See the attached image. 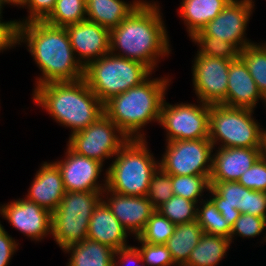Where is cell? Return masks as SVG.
I'll list each match as a JSON object with an SVG mask.
<instances>
[{"label": "cell", "instance_id": "cell-1", "mask_svg": "<svg viewBox=\"0 0 266 266\" xmlns=\"http://www.w3.org/2000/svg\"><path fill=\"white\" fill-rule=\"evenodd\" d=\"M160 10L156 1L143 0L110 30V53L141 62L154 73L159 59L169 56L172 50Z\"/></svg>", "mask_w": 266, "mask_h": 266}, {"label": "cell", "instance_id": "cell-2", "mask_svg": "<svg viewBox=\"0 0 266 266\" xmlns=\"http://www.w3.org/2000/svg\"><path fill=\"white\" fill-rule=\"evenodd\" d=\"M21 43L27 45L41 72L35 87L83 79L84 67L75 56L65 27H56L45 21L18 24V45Z\"/></svg>", "mask_w": 266, "mask_h": 266}, {"label": "cell", "instance_id": "cell-3", "mask_svg": "<svg viewBox=\"0 0 266 266\" xmlns=\"http://www.w3.org/2000/svg\"><path fill=\"white\" fill-rule=\"evenodd\" d=\"M32 100L71 134L87 128L104 114V104L84 79L51 82L33 89Z\"/></svg>", "mask_w": 266, "mask_h": 266}, {"label": "cell", "instance_id": "cell-4", "mask_svg": "<svg viewBox=\"0 0 266 266\" xmlns=\"http://www.w3.org/2000/svg\"><path fill=\"white\" fill-rule=\"evenodd\" d=\"M169 83H171L169 76L157 78L149 76L141 84L106 101L104 113L129 139L146 138L142 129L152 121L159 122L162 102Z\"/></svg>", "mask_w": 266, "mask_h": 266}, {"label": "cell", "instance_id": "cell-5", "mask_svg": "<svg viewBox=\"0 0 266 266\" xmlns=\"http://www.w3.org/2000/svg\"><path fill=\"white\" fill-rule=\"evenodd\" d=\"M147 139H129L112 158L107 171L109 191L128 196H146L159 160L148 149ZM115 158V159H114Z\"/></svg>", "mask_w": 266, "mask_h": 266}, {"label": "cell", "instance_id": "cell-6", "mask_svg": "<svg viewBox=\"0 0 266 266\" xmlns=\"http://www.w3.org/2000/svg\"><path fill=\"white\" fill-rule=\"evenodd\" d=\"M152 74L141 62L108 53L84 68L83 79L104 104L111 97L141 84Z\"/></svg>", "mask_w": 266, "mask_h": 266}, {"label": "cell", "instance_id": "cell-7", "mask_svg": "<svg viewBox=\"0 0 266 266\" xmlns=\"http://www.w3.org/2000/svg\"><path fill=\"white\" fill-rule=\"evenodd\" d=\"M102 194L103 191L64 193L51 222V235L62 251L87 239L89 221Z\"/></svg>", "mask_w": 266, "mask_h": 266}, {"label": "cell", "instance_id": "cell-8", "mask_svg": "<svg viewBox=\"0 0 266 266\" xmlns=\"http://www.w3.org/2000/svg\"><path fill=\"white\" fill-rule=\"evenodd\" d=\"M253 114L251 109L210 105L209 140L214 148H260L263 128Z\"/></svg>", "mask_w": 266, "mask_h": 266}, {"label": "cell", "instance_id": "cell-9", "mask_svg": "<svg viewBox=\"0 0 266 266\" xmlns=\"http://www.w3.org/2000/svg\"><path fill=\"white\" fill-rule=\"evenodd\" d=\"M129 137L104 113L87 128L70 134L67 146L75 153L98 160H110Z\"/></svg>", "mask_w": 266, "mask_h": 266}, {"label": "cell", "instance_id": "cell-10", "mask_svg": "<svg viewBox=\"0 0 266 266\" xmlns=\"http://www.w3.org/2000/svg\"><path fill=\"white\" fill-rule=\"evenodd\" d=\"M162 102L159 125L166 131V142L209 138L210 105Z\"/></svg>", "mask_w": 266, "mask_h": 266}, {"label": "cell", "instance_id": "cell-11", "mask_svg": "<svg viewBox=\"0 0 266 266\" xmlns=\"http://www.w3.org/2000/svg\"><path fill=\"white\" fill-rule=\"evenodd\" d=\"M159 167L170 175H205L210 180L214 148L209 138L165 142Z\"/></svg>", "mask_w": 266, "mask_h": 266}, {"label": "cell", "instance_id": "cell-12", "mask_svg": "<svg viewBox=\"0 0 266 266\" xmlns=\"http://www.w3.org/2000/svg\"><path fill=\"white\" fill-rule=\"evenodd\" d=\"M232 61L196 53L192 61V82L197 100L208 105L224 103Z\"/></svg>", "mask_w": 266, "mask_h": 266}, {"label": "cell", "instance_id": "cell-13", "mask_svg": "<svg viewBox=\"0 0 266 266\" xmlns=\"http://www.w3.org/2000/svg\"><path fill=\"white\" fill-rule=\"evenodd\" d=\"M254 6V0H231L218 16L194 36H213L234 44L241 51L254 43L245 37Z\"/></svg>", "mask_w": 266, "mask_h": 266}, {"label": "cell", "instance_id": "cell-14", "mask_svg": "<svg viewBox=\"0 0 266 266\" xmlns=\"http://www.w3.org/2000/svg\"><path fill=\"white\" fill-rule=\"evenodd\" d=\"M65 159H59L54 163L58 166L66 192L104 191L107 186V171L103 175V183H100L103 166L98 160L79 155L66 148ZM99 179V181H98Z\"/></svg>", "mask_w": 266, "mask_h": 266}, {"label": "cell", "instance_id": "cell-15", "mask_svg": "<svg viewBox=\"0 0 266 266\" xmlns=\"http://www.w3.org/2000/svg\"><path fill=\"white\" fill-rule=\"evenodd\" d=\"M0 215L31 241L51 236L52 213L25 198L0 205Z\"/></svg>", "mask_w": 266, "mask_h": 266}, {"label": "cell", "instance_id": "cell-16", "mask_svg": "<svg viewBox=\"0 0 266 266\" xmlns=\"http://www.w3.org/2000/svg\"><path fill=\"white\" fill-rule=\"evenodd\" d=\"M77 60L85 68L110 53V30L84 20L65 27Z\"/></svg>", "mask_w": 266, "mask_h": 266}, {"label": "cell", "instance_id": "cell-17", "mask_svg": "<svg viewBox=\"0 0 266 266\" xmlns=\"http://www.w3.org/2000/svg\"><path fill=\"white\" fill-rule=\"evenodd\" d=\"M102 200L123 228L134 237H138L156 210L146 196L122 195L107 188L103 191Z\"/></svg>", "mask_w": 266, "mask_h": 266}, {"label": "cell", "instance_id": "cell-18", "mask_svg": "<svg viewBox=\"0 0 266 266\" xmlns=\"http://www.w3.org/2000/svg\"><path fill=\"white\" fill-rule=\"evenodd\" d=\"M28 193L24 197L53 213L66 192L58 166L53 162L41 163Z\"/></svg>", "mask_w": 266, "mask_h": 266}, {"label": "cell", "instance_id": "cell-19", "mask_svg": "<svg viewBox=\"0 0 266 266\" xmlns=\"http://www.w3.org/2000/svg\"><path fill=\"white\" fill-rule=\"evenodd\" d=\"M218 149V150H217ZM212 155L210 181H237L260 157V148L218 147Z\"/></svg>", "mask_w": 266, "mask_h": 266}, {"label": "cell", "instance_id": "cell-20", "mask_svg": "<svg viewBox=\"0 0 266 266\" xmlns=\"http://www.w3.org/2000/svg\"><path fill=\"white\" fill-rule=\"evenodd\" d=\"M259 100L265 102L247 65L240 57L233 60L228 72L227 97L222 105L255 110Z\"/></svg>", "mask_w": 266, "mask_h": 266}, {"label": "cell", "instance_id": "cell-21", "mask_svg": "<svg viewBox=\"0 0 266 266\" xmlns=\"http://www.w3.org/2000/svg\"><path fill=\"white\" fill-rule=\"evenodd\" d=\"M128 235L130 234L112 214L106 203L101 200L90 218L87 238L118 251L130 246L126 242Z\"/></svg>", "mask_w": 266, "mask_h": 266}, {"label": "cell", "instance_id": "cell-22", "mask_svg": "<svg viewBox=\"0 0 266 266\" xmlns=\"http://www.w3.org/2000/svg\"><path fill=\"white\" fill-rule=\"evenodd\" d=\"M209 199L232 228L241 214H247L248 188L237 181H210Z\"/></svg>", "mask_w": 266, "mask_h": 266}, {"label": "cell", "instance_id": "cell-23", "mask_svg": "<svg viewBox=\"0 0 266 266\" xmlns=\"http://www.w3.org/2000/svg\"><path fill=\"white\" fill-rule=\"evenodd\" d=\"M143 0H85L86 20L109 30L117 27Z\"/></svg>", "mask_w": 266, "mask_h": 266}, {"label": "cell", "instance_id": "cell-24", "mask_svg": "<svg viewBox=\"0 0 266 266\" xmlns=\"http://www.w3.org/2000/svg\"><path fill=\"white\" fill-rule=\"evenodd\" d=\"M231 0H182L177 11L184 21L189 38L200 32Z\"/></svg>", "mask_w": 266, "mask_h": 266}, {"label": "cell", "instance_id": "cell-25", "mask_svg": "<svg viewBox=\"0 0 266 266\" xmlns=\"http://www.w3.org/2000/svg\"><path fill=\"white\" fill-rule=\"evenodd\" d=\"M70 258L66 266H113L115 250L91 239L71 245L63 250Z\"/></svg>", "mask_w": 266, "mask_h": 266}, {"label": "cell", "instance_id": "cell-26", "mask_svg": "<svg viewBox=\"0 0 266 266\" xmlns=\"http://www.w3.org/2000/svg\"><path fill=\"white\" fill-rule=\"evenodd\" d=\"M203 233L197 220L175 226L173 235L165 245L177 266H183L188 261L191 251L200 242Z\"/></svg>", "mask_w": 266, "mask_h": 266}, {"label": "cell", "instance_id": "cell-27", "mask_svg": "<svg viewBox=\"0 0 266 266\" xmlns=\"http://www.w3.org/2000/svg\"><path fill=\"white\" fill-rule=\"evenodd\" d=\"M230 239L203 233L183 266H217L229 250Z\"/></svg>", "mask_w": 266, "mask_h": 266}, {"label": "cell", "instance_id": "cell-28", "mask_svg": "<svg viewBox=\"0 0 266 266\" xmlns=\"http://www.w3.org/2000/svg\"><path fill=\"white\" fill-rule=\"evenodd\" d=\"M247 65L259 92L266 98V42H254L240 51L239 56Z\"/></svg>", "mask_w": 266, "mask_h": 266}, {"label": "cell", "instance_id": "cell-29", "mask_svg": "<svg viewBox=\"0 0 266 266\" xmlns=\"http://www.w3.org/2000/svg\"><path fill=\"white\" fill-rule=\"evenodd\" d=\"M197 222L204 233L230 239L232 228L209 198L197 204Z\"/></svg>", "mask_w": 266, "mask_h": 266}, {"label": "cell", "instance_id": "cell-30", "mask_svg": "<svg viewBox=\"0 0 266 266\" xmlns=\"http://www.w3.org/2000/svg\"><path fill=\"white\" fill-rule=\"evenodd\" d=\"M86 20L85 0H56L51 14L44 20L56 27H67Z\"/></svg>", "mask_w": 266, "mask_h": 266}, {"label": "cell", "instance_id": "cell-31", "mask_svg": "<svg viewBox=\"0 0 266 266\" xmlns=\"http://www.w3.org/2000/svg\"><path fill=\"white\" fill-rule=\"evenodd\" d=\"M172 190L176 196L184 197L197 204L205 191H209L210 180L205 175H171ZM202 197V198H201Z\"/></svg>", "mask_w": 266, "mask_h": 266}, {"label": "cell", "instance_id": "cell-32", "mask_svg": "<svg viewBox=\"0 0 266 266\" xmlns=\"http://www.w3.org/2000/svg\"><path fill=\"white\" fill-rule=\"evenodd\" d=\"M156 210L175 225L197 220V203L176 195H173Z\"/></svg>", "mask_w": 266, "mask_h": 266}, {"label": "cell", "instance_id": "cell-33", "mask_svg": "<svg viewBox=\"0 0 266 266\" xmlns=\"http://www.w3.org/2000/svg\"><path fill=\"white\" fill-rule=\"evenodd\" d=\"M199 46L197 51L200 55H206L225 60H236L240 56V50L232 43L213 36H193L190 38Z\"/></svg>", "mask_w": 266, "mask_h": 266}, {"label": "cell", "instance_id": "cell-34", "mask_svg": "<svg viewBox=\"0 0 266 266\" xmlns=\"http://www.w3.org/2000/svg\"><path fill=\"white\" fill-rule=\"evenodd\" d=\"M175 224L155 210L138 238L150 244H166L173 235Z\"/></svg>", "mask_w": 266, "mask_h": 266}, {"label": "cell", "instance_id": "cell-35", "mask_svg": "<svg viewBox=\"0 0 266 266\" xmlns=\"http://www.w3.org/2000/svg\"><path fill=\"white\" fill-rule=\"evenodd\" d=\"M173 195L171 175L158 167L151 178L146 197L157 209Z\"/></svg>", "mask_w": 266, "mask_h": 266}, {"label": "cell", "instance_id": "cell-36", "mask_svg": "<svg viewBox=\"0 0 266 266\" xmlns=\"http://www.w3.org/2000/svg\"><path fill=\"white\" fill-rule=\"evenodd\" d=\"M135 240L141 244L136 248L147 266H177L165 244H150L143 242L138 237H135Z\"/></svg>", "mask_w": 266, "mask_h": 266}, {"label": "cell", "instance_id": "cell-37", "mask_svg": "<svg viewBox=\"0 0 266 266\" xmlns=\"http://www.w3.org/2000/svg\"><path fill=\"white\" fill-rule=\"evenodd\" d=\"M266 229V219L262 217L253 216L250 214H241L235 221L230 234L231 244L234 242L235 236L242 238H254Z\"/></svg>", "mask_w": 266, "mask_h": 266}, {"label": "cell", "instance_id": "cell-38", "mask_svg": "<svg viewBox=\"0 0 266 266\" xmlns=\"http://www.w3.org/2000/svg\"><path fill=\"white\" fill-rule=\"evenodd\" d=\"M238 182L248 189L266 192V160L259 157Z\"/></svg>", "mask_w": 266, "mask_h": 266}, {"label": "cell", "instance_id": "cell-39", "mask_svg": "<svg viewBox=\"0 0 266 266\" xmlns=\"http://www.w3.org/2000/svg\"><path fill=\"white\" fill-rule=\"evenodd\" d=\"M56 0H26L21 8H28V17L16 20L18 24H24L31 21H44L53 11Z\"/></svg>", "mask_w": 266, "mask_h": 266}, {"label": "cell", "instance_id": "cell-40", "mask_svg": "<svg viewBox=\"0 0 266 266\" xmlns=\"http://www.w3.org/2000/svg\"><path fill=\"white\" fill-rule=\"evenodd\" d=\"M17 240L8 234L0 221V266H8L14 253L18 251Z\"/></svg>", "mask_w": 266, "mask_h": 266}, {"label": "cell", "instance_id": "cell-41", "mask_svg": "<svg viewBox=\"0 0 266 266\" xmlns=\"http://www.w3.org/2000/svg\"><path fill=\"white\" fill-rule=\"evenodd\" d=\"M247 214L266 219V192L248 189Z\"/></svg>", "mask_w": 266, "mask_h": 266}, {"label": "cell", "instance_id": "cell-42", "mask_svg": "<svg viewBox=\"0 0 266 266\" xmlns=\"http://www.w3.org/2000/svg\"><path fill=\"white\" fill-rule=\"evenodd\" d=\"M130 262H135V264L137 263V265L140 264L139 266H147L142 261L141 255L136 246H128L115 251L113 266H126Z\"/></svg>", "mask_w": 266, "mask_h": 266}, {"label": "cell", "instance_id": "cell-43", "mask_svg": "<svg viewBox=\"0 0 266 266\" xmlns=\"http://www.w3.org/2000/svg\"><path fill=\"white\" fill-rule=\"evenodd\" d=\"M18 45V25H0V52Z\"/></svg>", "mask_w": 266, "mask_h": 266}, {"label": "cell", "instance_id": "cell-44", "mask_svg": "<svg viewBox=\"0 0 266 266\" xmlns=\"http://www.w3.org/2000/svg\"><path fill=\"white\" fill-rule=\"evenodd\" d=\"M260 157L266 160V128L261 133Z\"/></svg>", "mask_w": 266, "mask_h": 266}, {"label": "cell", "instance_id": "cell-45", "mask_svg": "<svg viewBox=\"0 0 266 266\" xmlns=\"http://www.w3.org/2000/svg\"><path fill=\"white\" fill-rule=\"evenodd\" d=\"M4 6L5 5L0 1V25H17L16 19L15 20L6 21V22L2 20V12L4 10L3 9Z\"/></svg>", "mask_w": 266, "mask_h": 266}, {"label": "cell", "instance_id": "cell-46", "mask_svg": "<svg viewBox=\"0 0 266 266\" xmlns=\"http://www.w3.org/2000/svg\"><path fill=\"white\" fill-rule=\"evenodd\" d=\"M4 5H14L19 6V8L22 6L26 0H0Z\"/></svg>", "mask_w": 266, "mask_h": 266}]
</instances>
